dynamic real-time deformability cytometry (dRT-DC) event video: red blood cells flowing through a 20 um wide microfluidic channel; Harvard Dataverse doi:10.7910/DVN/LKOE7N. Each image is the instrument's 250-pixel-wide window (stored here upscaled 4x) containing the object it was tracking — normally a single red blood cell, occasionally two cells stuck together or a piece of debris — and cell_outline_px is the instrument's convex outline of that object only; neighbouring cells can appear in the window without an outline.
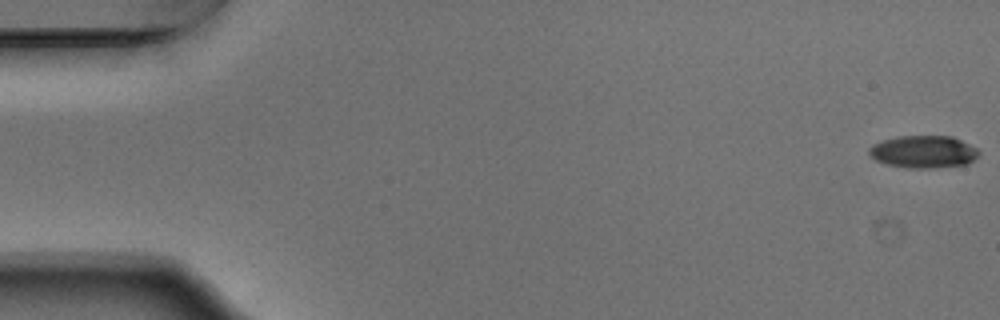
{"species": "Egyptian fruit bat (a non-hibernating species)", "species_latin": "Rousettus aegyptiacus", "temperature_condition": "warm", "stored_images_in_passage": 54, "camera_frame_rate_fps": 3000, "um_per_image_px": 0.085, "animal": {"sex": "male"}, "frame": {"image": 1, "passage_image": 1, "time_ms": 0.0, "image_size_px": [1000, 320], "cell_outline_px": [[980, 152], [968, 164], [936, 168], [908, 168], [888, 164], [876, 160], [868, 156], [868, 148], [872, 144], [884, 140], [900, 136], [952, 136], [976, 148]], "centroid_in_image_um": [78.46, 12.9], "position_along_channel_um": 6.5, "area_um2": 20.69}}
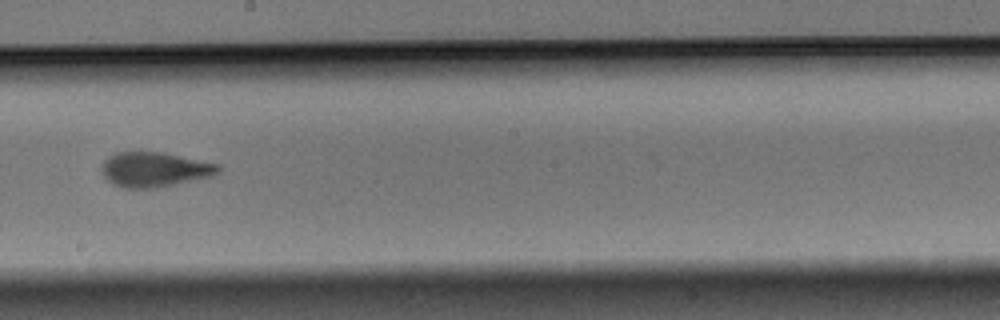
{"frame": {"image": 2, "passage_image": 31, "time_ms": 10.0, "image_size_px": [1000, 320], "cell_outline_px": [[220, 172], [216, 176], [156, 188], [120, 188], [112, 184], [104, 176], [100, 168], [100, 164], [108, 156], [116, 152], [164, 152], [220, 164]], "centroid_in_image_um": [13.15, 14.41], "position_along_channel_um": 235.1, "area_um2": 24.16}}
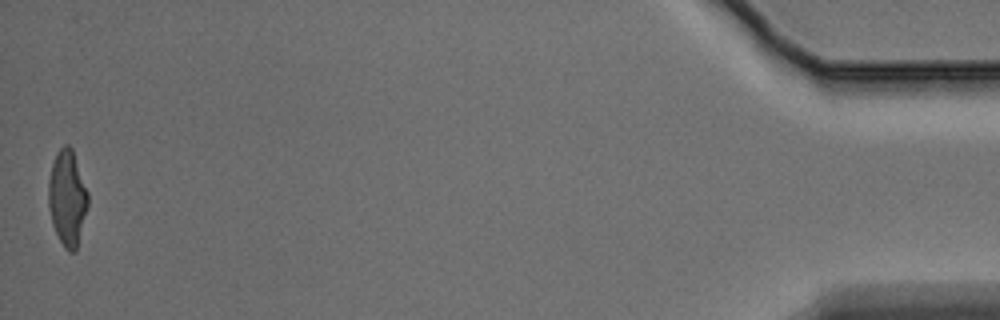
{"frame": {"image": 3, "passage_image": 54, "time_ms": 17.667, "image_size_px": [1000, 320], "cell_outline_px": [[88, 208], [76, 252], [68, 252], [64, 248], [52, 224], [48, 204], [48, 180], [52, 164], [56, 152], [64, 144], [68, 144], [72, 148], [88, 192]], "centroid_in_image_um": [5.72, 16.84], "position_along_channel_um": 429.5, "area_um2": 22.25}, "authors_computed_cell_mechanics": {"area_um2": 22.7732, "velocity_mm_per_s": 3.7609, "shape_relaxation_time_tau1_ms": 3.8125, "shape_relaxation_time_tau2_ms": 1.2157, "deformation_change_tau1": 0.1668, "deformation_change_tau2": 0.0838}}